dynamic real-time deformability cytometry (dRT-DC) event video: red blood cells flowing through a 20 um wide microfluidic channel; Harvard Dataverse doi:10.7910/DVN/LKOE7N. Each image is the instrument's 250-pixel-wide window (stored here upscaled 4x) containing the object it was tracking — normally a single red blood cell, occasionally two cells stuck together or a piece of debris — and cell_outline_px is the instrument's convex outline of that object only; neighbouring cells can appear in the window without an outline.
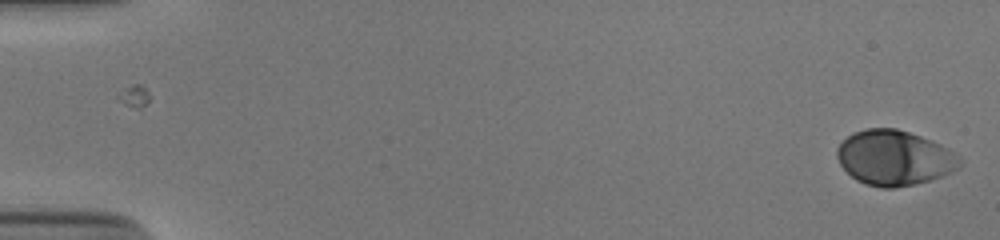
{"species": "human", "species_latin": "Homo sapiens", "temperature_condition": "cold", "stored_images_in_passage": 54, "camera_frame_rate_fps": 3000, "um_per_image_px": 0.085, "donor": {"sex": "male"}, "frame": {"image": 1, "passage_image": 1, "time_ms": 0.0, "image_size_px": [1000, 240], "cell_outline_px": [[964, 160], [956, 168], [944, 176], [916, 184], [896, 188], [880, 188], [864, 184], [856, 180], [840, 164], [836, 156], [836, 148], [852, 132], [864, 128], [896, 128], [920, 136], [940, 144], [948, 148], [960, 156]], "centroid_in_image_um": [76.02, 13.42], "position_along_channel_um": 9.0, "area_um2": 39.59}}
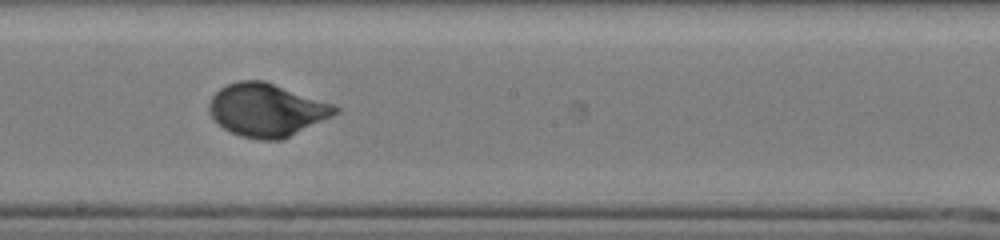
{"frame": {"image": 2, "passage_image": 31, "time_ms": 10.0, "image_size_px": [1000, 240], "cell_outline_px": [[340, 112], [284, 140], [260, 140], [240, 136], [224, 128], [212, 116], [208, 108], [208, 104], [212, 96], [220, 88], [228, 84], [240, 80], [264, 80], [332, 104], [340, 108]], "centroid_in_image_um": [22.68, 9.36], "position_along_channel_um": 225.5, "area_um2": 38.78}}
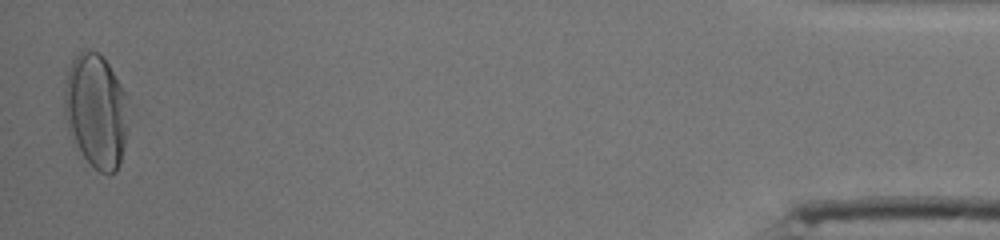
{"frame": {"image": 3, "passage_image": 53, "time_ms": 17.333, "image_size_px": [1000, 240], "cell_outline_px": [[128, 96], [124, 144], [120, 164], [116, 172], [100, 172], [72, 144], [68, 132], [64, 112], [64, 88], [68, 72], [72, 60], [84, 48], [96, 52], [108, 64]], "centroid_in_image_um": [8.13, 9.42], "position_along_channel_um": 427.1, "area_um2": 42.31}, "authors_computed_cell_mechanics": {"area_um2": 38.2925, "velocity_mm_per_s": 3.8436, "shape_relaxation_time_tau1_ms": 3.0209, "shape_relaxation_time_tau2_ms": null, "deformation_change_tau1": 0.1442, "deformation_change_tau2": null}}